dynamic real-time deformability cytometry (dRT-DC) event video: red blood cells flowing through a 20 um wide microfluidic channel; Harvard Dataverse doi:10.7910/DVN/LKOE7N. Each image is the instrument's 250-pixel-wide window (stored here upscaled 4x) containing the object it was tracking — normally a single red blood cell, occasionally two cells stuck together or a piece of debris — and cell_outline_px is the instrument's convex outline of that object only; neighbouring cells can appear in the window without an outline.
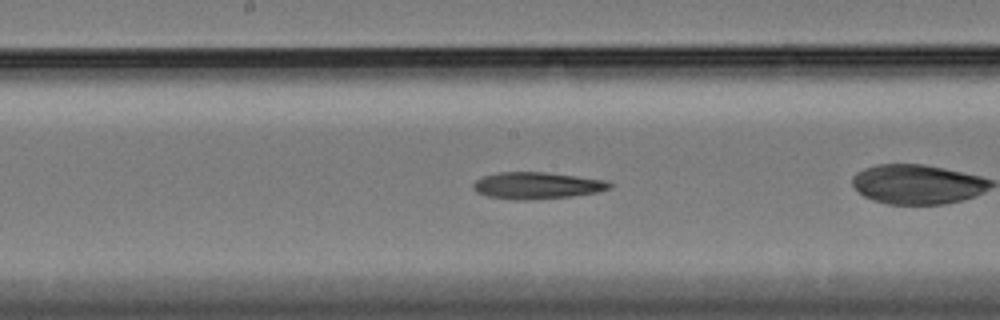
{"species": "Egyptian fruit bat (a non-hibernating species)", "species_latin": "Rousettus aegyptiacus", "temperature_condition": "cold", "stored_images_in_passage": 42, "camera_frame_rate_fps": 3000, "um_per_image_px": 0.085, "animal": {"sex": "female"}, "frame": {"image": 1, "passage_image": 13, "time_ms": 4.0, "image_size_px": [1000, 320], "cell_outline_px": [[612, 188], [596, 192], [572, 196], [532, 200], [516, 200], [488, 196], [476, 192], [472, 188], [472, 184], [476, 180], [484, 176], [496, 172], [544, 172], [608, 180], [612, 184]], "centroid_in_image_um": [45.64, 15.77], "position_along_channel_um": 202.6, "area_um2": 21.39}}
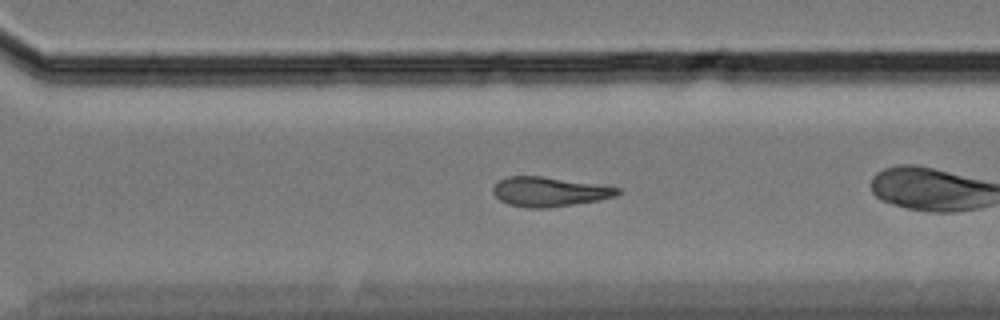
{"frame": {"image": 2, "passage_image": 24, "time_ms": 7.667, "image_size_px": [1000, 320], "cell_outline_px": [[620, 192], [616, 196], [600, 200], [548, 208], [528, 208], [508, 204], [500, 200], [492, 192], [492, 188], [500, 180], [508, 176], [540, 176], [600, 184], [620, 188]], "centroid_in_image_um": [46.7, 16.3], "position_along_channel_um": 323.9, "area_um2": 21.44}, "authors_computed_cell_mechanics": {"area_um2": 21.4149, "velocity_mm_per_s": 3.3205, "shape_relaxation_time_tau1_ms": null, "shape_relaxation_time_tau2_ms": 8.641, "deformation_change_tau1": null, "deformation_change_tau2": 0.2078}}